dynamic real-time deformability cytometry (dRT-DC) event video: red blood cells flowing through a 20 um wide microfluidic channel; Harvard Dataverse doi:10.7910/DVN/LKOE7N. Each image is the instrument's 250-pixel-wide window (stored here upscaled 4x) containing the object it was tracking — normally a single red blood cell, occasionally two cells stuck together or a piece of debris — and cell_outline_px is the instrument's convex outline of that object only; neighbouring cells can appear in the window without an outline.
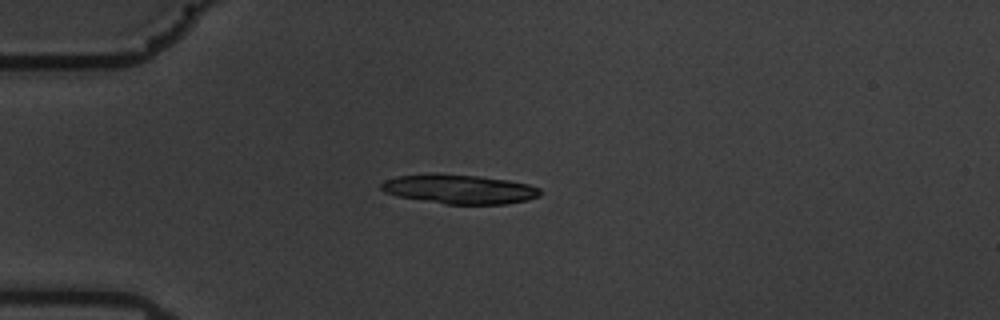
{"species": "common noctule bat (a hibernating species)", "species_latin": "Nyctalus noctula", "temperature_condition": "warm", "stored_images_in_passage": 43, "camera_frame_rate_fps": 3000, "um_per_image_px": 0.085, "animal": {"sex": "male", "body_mass_g": 19.5, "forearm_length_mm": 54.6}, "frame": {"image": 1, "passage_image": 1, "time_ms": 0.0, "image_size_px": [1000, 320], "cell_outline_px": [[540, 196], [528, 200], [504, 204], [444, 204], [396, 196], [384, 192], [380, 188], [380, 184], [384, 180], [396, 176], [432, 172], [436, 172], [480, 176], [508, 180], [528, 184], [540, 188]], "centroid_in_image_um": [38.99, 16.06], "position_along_channel_um": 46.0, "area_um2": 27.63}}
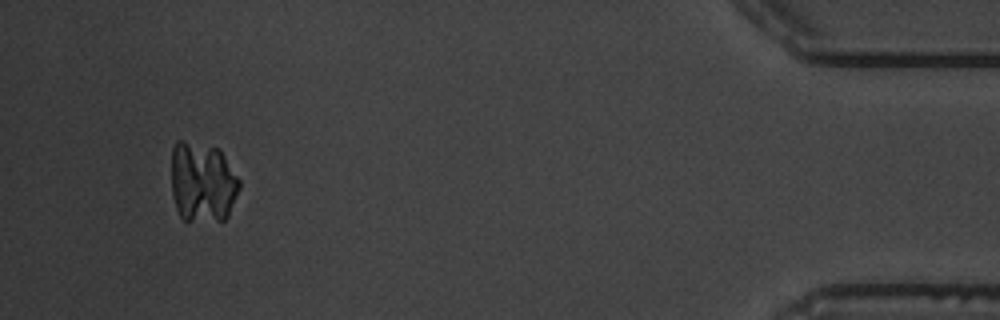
{"frame": {"image": 2, "passage_image": 40, "time_ms": 13.0, "image_size_px": [1000, 320], "cell_outline_px": [[240, 188], [228, 216], [224, 220], [184, 220], [180, 216], [176, 208], [172, 196], [172, 148], [176, 140], [184, 140], [216, 148], [224, 156], [240, 180]], "centroid_in_image_um": [17.2, 15.48], "position_along_channel_um": 418.0, "area_um2": 31.91}}